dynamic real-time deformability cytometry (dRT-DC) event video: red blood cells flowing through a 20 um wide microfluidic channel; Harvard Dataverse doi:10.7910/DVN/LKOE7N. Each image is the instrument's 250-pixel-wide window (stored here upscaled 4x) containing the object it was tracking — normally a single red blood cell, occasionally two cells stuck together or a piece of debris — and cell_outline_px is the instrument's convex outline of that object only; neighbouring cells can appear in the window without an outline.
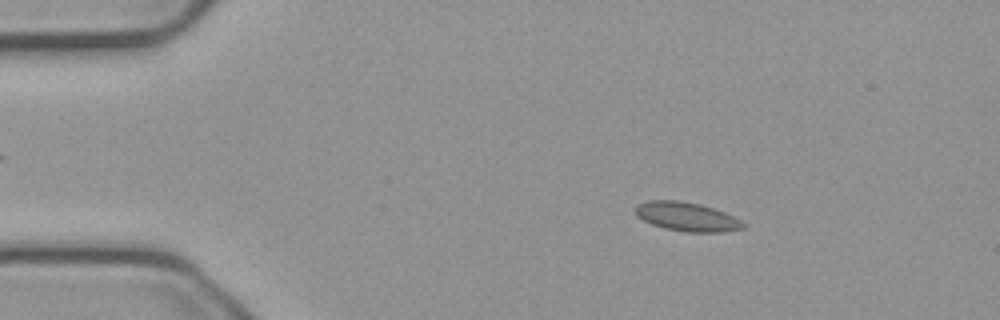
{"species": "common noctule bat (a hibernating species)", "species_latin": "Nyctalus noctula", "temperature_condition": "cold", "stored_images_in_passage": 55, "camera_frame_rate_fps": 3000, "um_per_image_px": 0.085, "animal": {"sex": "male", "body_mass_g": 23.1, "forearm_length_mm": 52.7}, "frame": {"image": 1, "passage_image": 9, "time_ms": 2.667, "image_size_px": [1000, 320], "cell_outline_px": [[744, 228], [724, 232], [684, 232], [664, 228], [652, 224], [636, 216], [636, 204], [648, 200], [680, 200], [700, 204], [724, 212], [740, 220], [744, 224]], "centroid_in_image_um": [58.35, 18.42], "position_along_channel_um": 26.6, "area_um2": 18.15}}
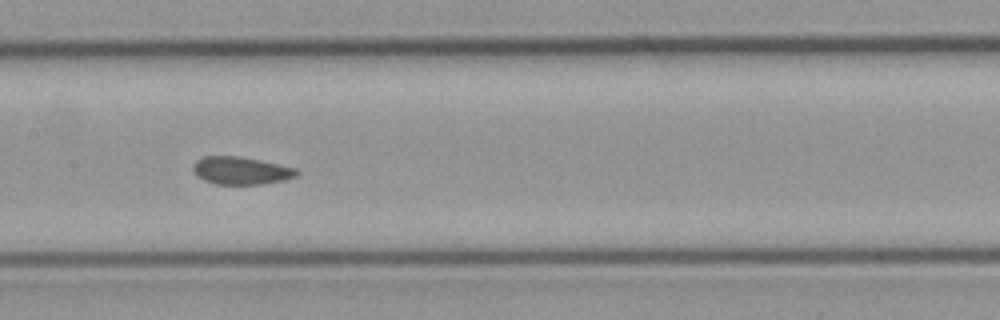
{"frame": {"image": 2, "passage_image": 27, "time_ms": 8.667, "image_size_px": [1000, 320], "cell_outline_px": [[300, 172], [296, 176], [284, 180], [260, 184], [216, 184], [204, 180], [196, 176], [192, 168], [192, 164], [196, 160], [204, 156], [240, 156], [260, 160], [296, 168]], "centroid_in_image_um": [20.46, 14.49], "position_along_channel_um": 186.9, "area_um2": 16.76}}
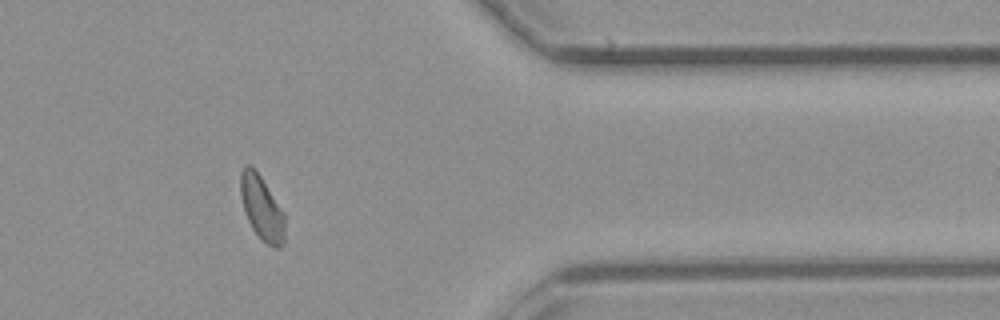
{"frame": {"image": 3, "passage_image": 45, "time_ms": 14.667, "image_size_px": [1000, 320], "cell_outline_px": [[284, 244], [280, 248], [276, 248], [260, 240], [252, 228], [244, 212], [240, 196], [240, 172], [244, 164], [252, 164], [284, 212]], "centroid_in_image_um": [22.22, 17.66], "position_along_channel_um": 389.2, "area_um2": 16.82}, "authors_computed_cell_mechanics": {"area_um2": 17.051, "velocity_mm_per_s": 3.7307, "shape_relaxation_time_tau1_ms": null, "shape_relaxation_time_tau2_ms": 1.321, "deformation_change_tau1": null, "deformation_change_tau2": 0.0605}}